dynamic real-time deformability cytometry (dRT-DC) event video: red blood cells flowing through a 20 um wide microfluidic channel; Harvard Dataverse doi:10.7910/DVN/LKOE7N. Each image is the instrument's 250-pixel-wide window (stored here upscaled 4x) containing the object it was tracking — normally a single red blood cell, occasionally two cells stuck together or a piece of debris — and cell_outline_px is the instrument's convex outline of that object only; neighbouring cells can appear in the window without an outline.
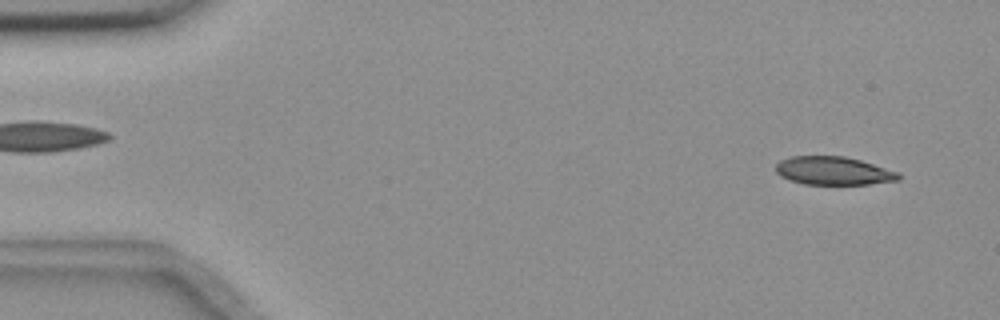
{"species": "common noctule bat (a hibernating species)", "species_latin": "Nyctalus noctula", "temperature_condition": "room temperature", "stored_images_in_passage": 6, "camera_frame_rate_fps": 3000, "um_per_image_px": 0.085, "animal": {"sex": "female", "body_mass_g": 18.4}, "frame": {"image": 1, "passage_image": 6, "time_ms": 1.667, "image_size_px": [1000, 320], "cell_outline_px": [[900, 180], [868, 184], [804, 184], [788, 180], [780, 176], [776, 172], [776, 164], [780, 160], [792, 156], [844, 156], [860, 160], [896, 172], [900, 176]], "centroid_in_image_um": [70.78, 14.52], "position_along_channel_um": 14.2, "area_um2": 20.06}}